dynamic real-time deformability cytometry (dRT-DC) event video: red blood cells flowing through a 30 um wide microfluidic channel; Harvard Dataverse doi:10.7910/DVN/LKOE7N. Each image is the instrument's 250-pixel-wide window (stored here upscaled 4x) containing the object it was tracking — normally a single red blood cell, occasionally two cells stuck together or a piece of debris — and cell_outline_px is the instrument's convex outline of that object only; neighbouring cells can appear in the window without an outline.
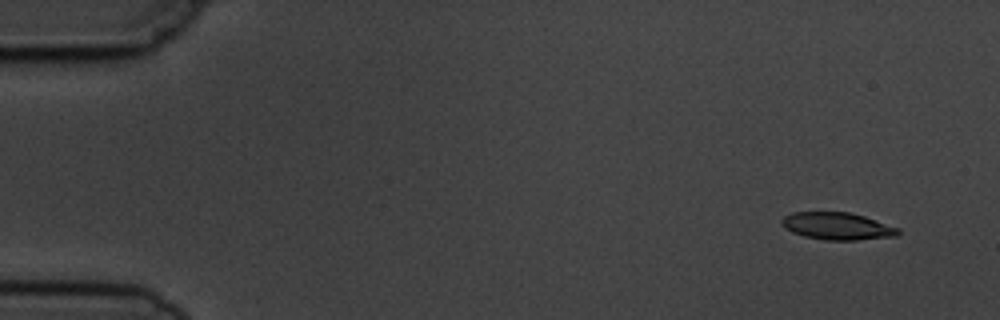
{"species": "common noctule bat (a hibernating species)", "species_latin": "Nyctalus noctula", "temperature_condition": "cold", "stored_images_in_passage": 5, "camera_frame_rate_fps": 3000, "um_per_image_px": 0.085, "animal": {"sex": "male", "body_mass_g": 19.5, "forearm_length_mm": 54.6}, "frame": {"image": 1, "passage_image": 1, "time_ms": 0.0, "image_size_px": [1000, 320], "cell_outline_px": [[900, 232], [896, 236], [856, 240], [824, 240], [804, 236], [792, 232], [784, 228], [780, 224], [780, 220], [784, 216], [792, 212], [848, 212], [864, 216], [900, 228]], "centroid_in_image_um": [71.14, 19.22], "position_along_channel_um": 13.9, "area_um2": 18.61}}
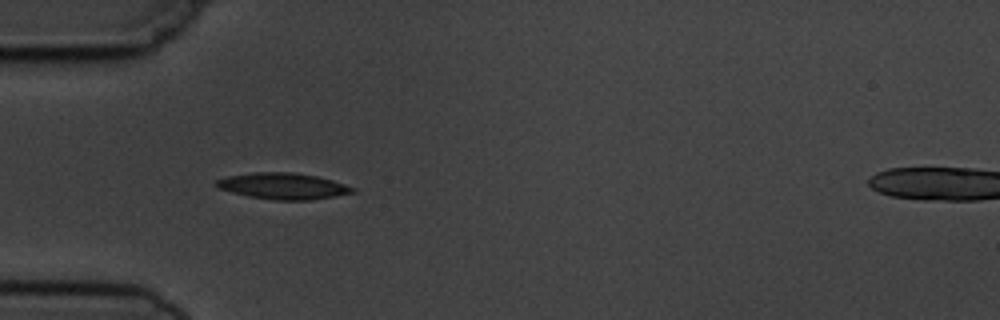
{"frame": {"image": 2, "passage_image": 4, "time_ms": 4.333, "image_size_px": [1000, 320], "cell_outline_px": [[356, 192], [336, 196], [312, 200], [272, 200], [248, 196], [216, 188], [216, 180], [228, 176], [252, 172], [292, 172], [316, 176], [332, 180], [356, 188]], "centroid_in_image_um": [24.07, 15.82], "position_along_channel_um": 60.9, "area_um2": 20.92}}
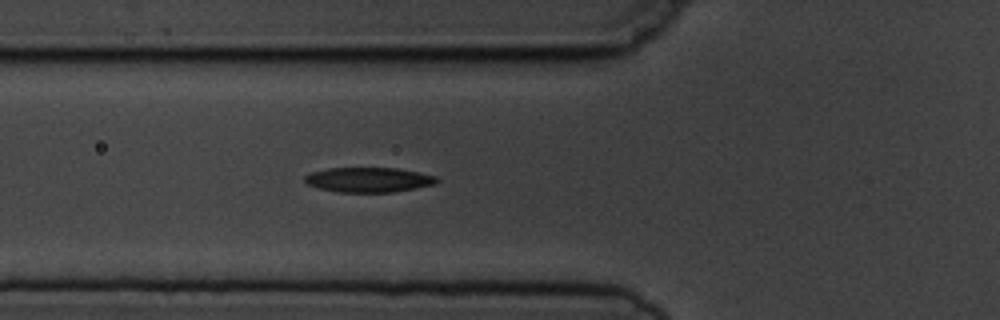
{"frame": {"image": 3, "passage_image": 5, "time_ms": 5.333, "image_size_px": [1000, 320], "cell_outline_px": [[440, 180], [436, 184], [416, 188], [392, 192], [340, 192], [320, 188], [308, 184], [304, 180], [304, 176], [312, 172], [328, 168], [396, 168], [420, 172], [436, 176]], "centroid_in_image_um": [31.38, 15.27], "position_along_channel_um": 94.4, "area_um2": 19.07}}